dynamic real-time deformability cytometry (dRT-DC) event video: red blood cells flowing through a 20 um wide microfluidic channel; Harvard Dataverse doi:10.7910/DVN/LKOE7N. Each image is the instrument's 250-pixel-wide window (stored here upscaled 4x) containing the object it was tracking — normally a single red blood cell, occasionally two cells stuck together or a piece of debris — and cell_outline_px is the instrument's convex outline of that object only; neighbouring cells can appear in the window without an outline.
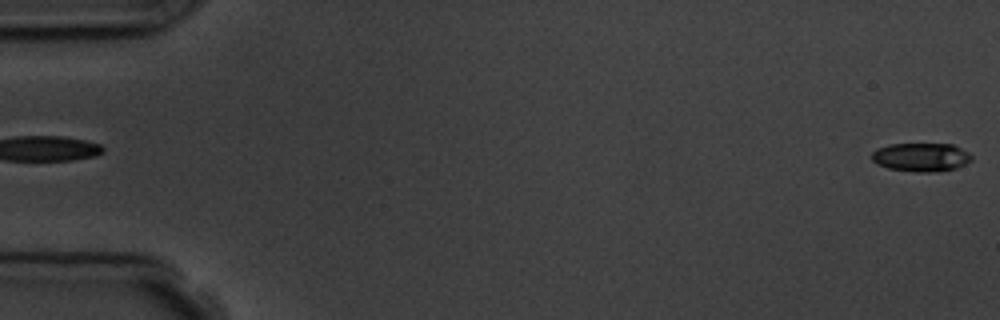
{"species": "common noctule bat (a hibernating species)", "species_latin": "Nyctalus noctula", "temperature_condition": "room temperature", "stored_images_in_passage": 4, "segment_of_instrument_passage": [2, 2], "camera_frame_rate_fps": 3000, "um_per_image_px": 0.085, "animal": {"sex": "male", "body_mass_g": 19.5, "forearm_length_mm": 54.6}, "frame": {"image": 1, "passage_image": 4, "time_ms": 4.333, "image_size_px": [1000, 320], "cell_outline_px": [[972, 160], [956, 168], [928, 172], [916, 172], [888, 168], [876, 164], [872, 160], [872, 152], [876, 148], [888, 144], [952, 144], [968, 152], [972, 156]], "centroid_in_image_um": [78.26, 13.35], "position_along_channel_um": 6.7, "area_um2": 16.59}}